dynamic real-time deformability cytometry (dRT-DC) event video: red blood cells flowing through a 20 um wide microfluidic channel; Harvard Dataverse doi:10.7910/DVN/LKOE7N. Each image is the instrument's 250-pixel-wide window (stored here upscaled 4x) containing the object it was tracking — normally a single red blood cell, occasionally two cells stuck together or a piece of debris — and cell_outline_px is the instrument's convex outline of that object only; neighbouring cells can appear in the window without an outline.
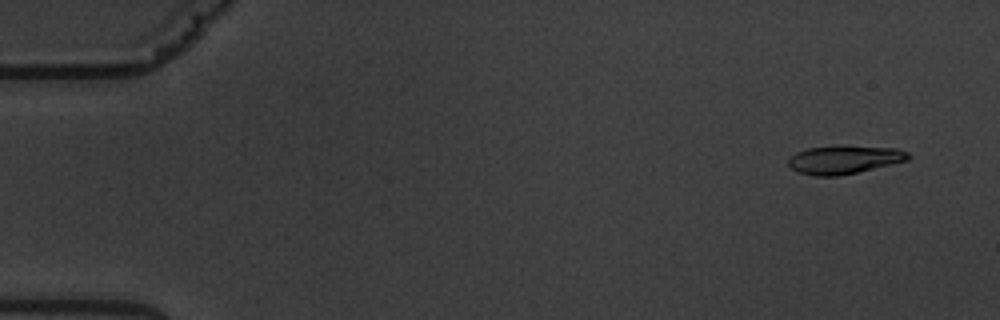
{"species": "common noctule bat (a hibernating species)", "species_latin": "Nyctalus noctula", "temperature_condition": "warm", "stored_images_in_passage": 5, "camera_frame_rate_fps": 3000, "um_per_image_px": 0.085, "animal": {"sex": "male", "body_mass_g": 19.5, "forearm_length_mm": 54.6}, "frame": {"image": 1, "passage_image": 1, "time_ms": 0.0, "image_size_px": [1000, 320], "cell_outline_px": [[912, 156], [908, 160], [856, 172], [836, 176], [816, 176], [796, 172], [788, 164], [788, 160], [796, 152], [808, 148], [896, 148], [908, 152]], "centroid_in_image_um": [71.73, 13.61], "position_along_channel_um": 13.3, "area_um2": 18.79}}
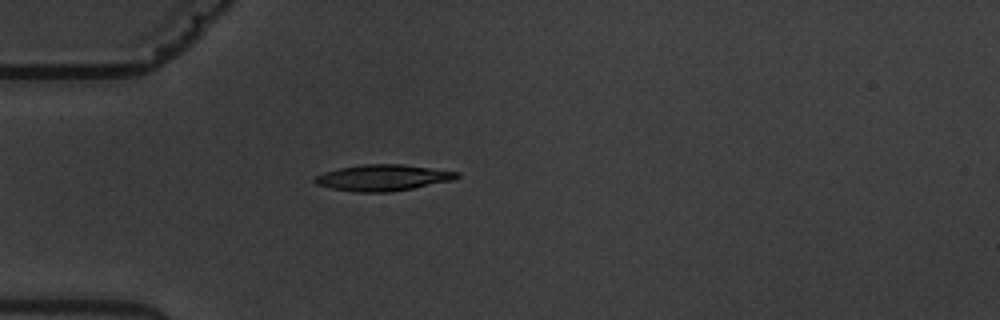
{"frame": {"image": 2, "passage_image": 4, "time_ms": 4.333, "image_size_px": [1000, 320], "cell_outline_px": [[460, 176], [452, 180], [392, 192], [356, 192], [332, 188], [316, 184], [312, 180], [316, 176], [324, 172], [340, 168], [364, 164], [400, 164], [460, 172]], "centroid_in_image_um": [32.53, 15.1], "position_along_channel_um": 52.5, "area_um2": 21.44}}